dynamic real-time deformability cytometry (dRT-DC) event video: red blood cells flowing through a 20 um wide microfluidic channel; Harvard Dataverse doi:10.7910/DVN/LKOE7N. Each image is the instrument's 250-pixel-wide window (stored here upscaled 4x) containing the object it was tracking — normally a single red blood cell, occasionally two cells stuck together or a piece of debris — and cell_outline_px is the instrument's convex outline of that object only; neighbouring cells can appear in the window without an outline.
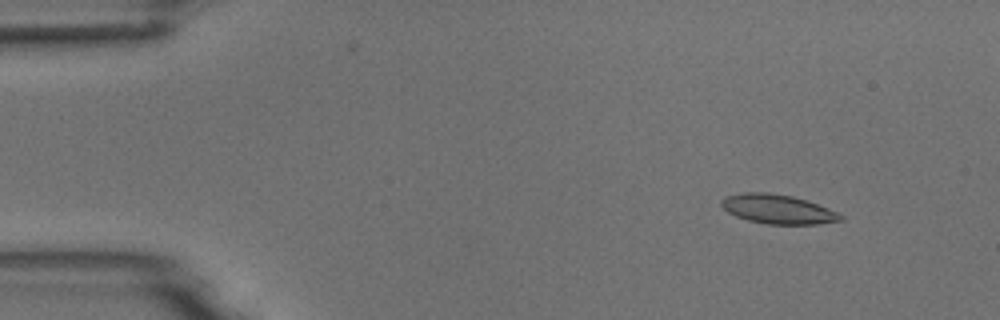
{"species": "common noctule bat (a hibernating species)", "species_latin": "Nyctalus noctula", "temperature_condition": "room temperature", "stored_images_in_passage": 4, "camera_frame_rate_fps": 3000, "um_per_image_px": 0.085, "animal": {"sex": "male", "body_mass_g": 18.8}, "frame": {"image": 1, "passage_image": 1, "time_ms": 0.0, "image_size_px": [1000, 320], "cell_outline_px": [[844, 220], [820, 224], [768, 224], [748, 220], [736, 216], [728, 212], [720, 204], [720, 200], [724, 196], [744, 192], [768, 192], [792, 196], [828, 208], [844, 216]], "centroid_in_image_um": [66.09, 17.77], "position_along_channel_um": 18.9, "area_um2": 20.29}}
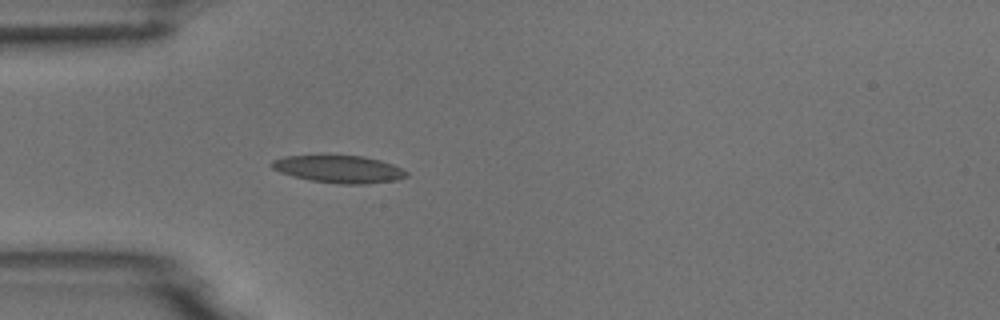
{"frame": {"image": 2, "passage_image": 4, "time_ms": 3.333, "image_size_px": [1000, 320], "cell_outline_px": [[408, 176], [396, 180], [368, 184], [340, 184], [312, 180], [292, 176], [280, 172], [272, 168], [268, 164], [272, 160], [284, 156], [324, 152], [364, 156], [380, 160], [392, 164], [408, 172]], "centroid_in_image_um": [28.74, 14.32], "position_along_channel_um": 56.3, "area_um2": 22.6}}